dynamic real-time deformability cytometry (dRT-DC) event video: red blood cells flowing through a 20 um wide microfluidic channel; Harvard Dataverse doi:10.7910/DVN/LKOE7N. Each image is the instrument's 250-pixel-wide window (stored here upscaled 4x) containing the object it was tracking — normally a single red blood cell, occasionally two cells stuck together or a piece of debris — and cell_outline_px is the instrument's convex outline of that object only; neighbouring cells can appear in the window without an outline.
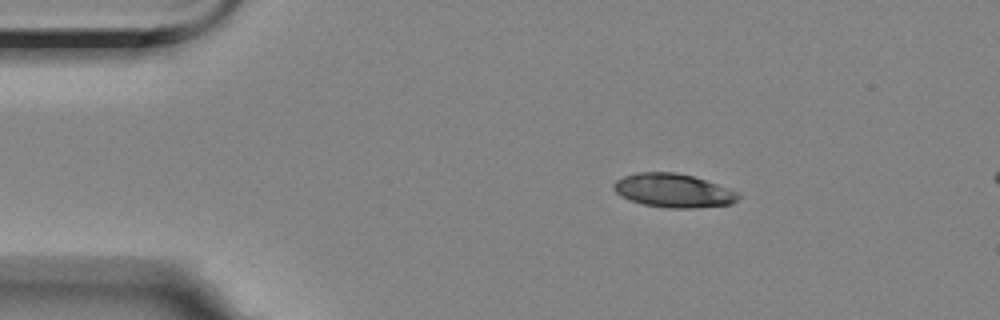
{"species": "Egyptian fruit bat (a non-hibernating species)", "species_latin": "Rousettus aegyptiacus", "temperature_condition": "room temperature", "stored_images_in_passage": 8, "camera_frame_rate_fps": 3000, "um_per_image_px": 0.085, "animal": {"sex": "female"}, "frame": {"image": 1, "passage_image": 1, "time_ms": 0.0, "image_size_px": [1000, 320], "cell_outline_px": [[740, 196], [732, 204], [696, 208], [668, 208], [644, 204], [620, 196], [612, 188], [612, 184], [616, 180], [624, 176], [640, 172], [676, 172], [692, 176], [740, 192]], "centroid_in_image_um": [57.23, 16.2], "position_along_channel_um": 27.8, "area_um2": 24.39}}